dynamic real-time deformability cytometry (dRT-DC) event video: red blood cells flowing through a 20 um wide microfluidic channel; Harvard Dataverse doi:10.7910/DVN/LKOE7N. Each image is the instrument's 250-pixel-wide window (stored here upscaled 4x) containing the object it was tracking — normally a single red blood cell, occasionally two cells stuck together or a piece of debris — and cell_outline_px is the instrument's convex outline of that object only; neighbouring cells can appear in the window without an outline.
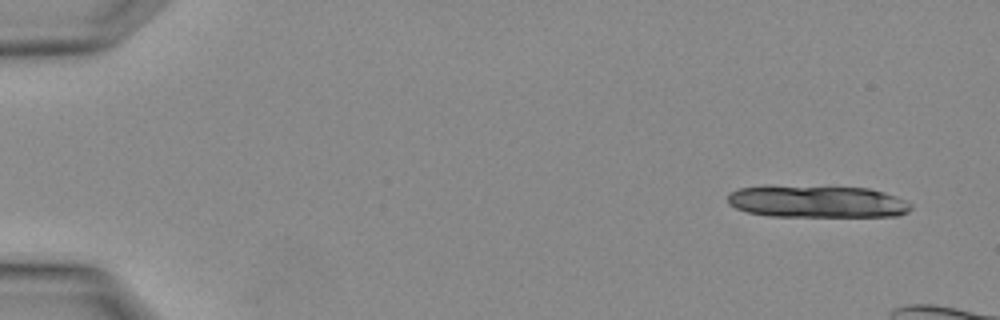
{"species": "Egyptian fruit bat (a non-hibernating species)", "species_latin": "Rousettus aegyptiacus", "temperature_condition": "warm", "stored_images_in_passage": 5, "segment_of_instrument_passage": [2, 2], "camera_frame_rate_fps": 3000, "um_per_image_px": 0.085, "animal": {"sex": "female"}, "frame": {"image": 1, "passage_image": 5, "time_ms": 1.333, "image_size_px": [1000, 320], "cell_outline_px": [[912, 208], [908, 212], [896, 216], [768, 216], [748, 212], [736, 208], [728, 204], [728, 196], [732, 192], [740, 188], [868, 188], [884, 192], [896, 196], [912, 204]], "centroid_in_image_um": [69.54, 17.18], "position_along_channel_um": 15.5, "area_um2": 33.06}}